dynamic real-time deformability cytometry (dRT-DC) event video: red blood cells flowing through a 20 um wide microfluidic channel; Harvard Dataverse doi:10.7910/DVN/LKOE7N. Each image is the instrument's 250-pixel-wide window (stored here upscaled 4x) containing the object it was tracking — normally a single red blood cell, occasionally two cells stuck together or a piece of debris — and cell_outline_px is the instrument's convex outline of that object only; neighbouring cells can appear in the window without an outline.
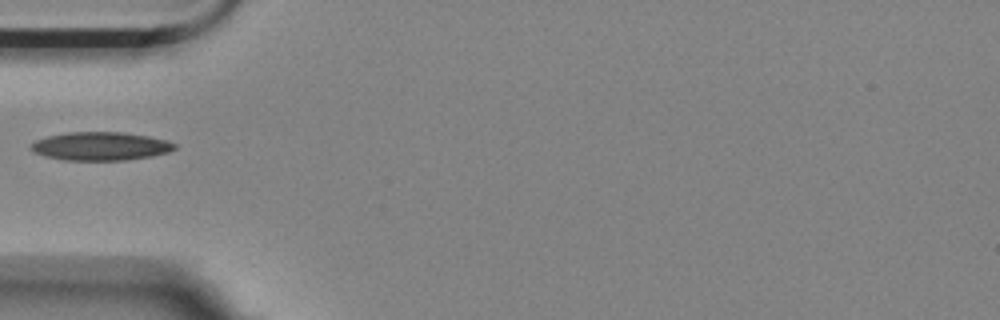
{"species": "Egyptian fruit bat (a non-hibernating species)", "species_latin": "Rousettus aegyptiacus", "temperature_condition": "room temperature", "stored_images_in_passage": 5, "camera_frame_rate_fps": 3000, "um_per_image_px": 0.085, "animal": {"sex": "female"}, "frame": {"image": 1, "passage_image": 5, "time_ms": 1.333, "image_size_px": [1000, 320], "cell_outline_px": [[176, 148], [168, 152], [152, 156], [124, 160], [64, 160], [44, 156], [32, 152], [32, 144], [36, 140], [48, 136], [68, 132], [124, 132], [148, 136], [164, 140], [176, 144]], "centroid_in_image_um": [8.54, 12.43], "position_along_channel_um": 76.5, "area_um2": 23.64}}